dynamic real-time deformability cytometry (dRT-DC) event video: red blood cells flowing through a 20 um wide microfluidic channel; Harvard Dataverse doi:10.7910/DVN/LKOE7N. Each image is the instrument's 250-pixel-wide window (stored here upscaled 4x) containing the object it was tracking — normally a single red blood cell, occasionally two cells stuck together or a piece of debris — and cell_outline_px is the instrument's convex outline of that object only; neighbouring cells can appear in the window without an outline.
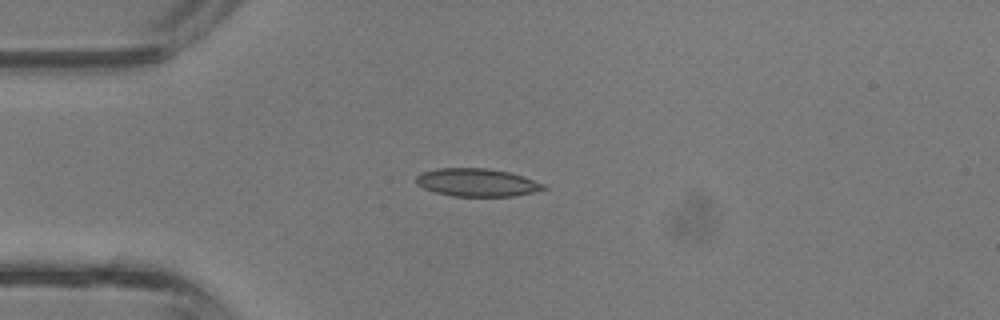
{"species": "common noctule bat (a hibernating species)", "species_latin": "Nyctalus noctula", "temperature_condition": "room temperature", "stored_images_in_passage": 32, "camera_frame_rate_fps": 3000, "um_per_image_px": 0.085, "animal": {"sex": "male", "body_mass_g": 13.3}, "frame": {"image": 1, "passage_image": 1, "time_ms": 0.0, "image_size_px": [1000, 320], "cell_outline_px": [[548, 188], [536, 192], [512, 196], [452, 196], [436, 192], [424, 188], [416, 184], [416, 176], [420, 172], [436, 168], [484, 168], [508, 172], [544, 184]], "centroid_in_image_um": [40.5, 15.51], "position_along_channel_um": 44.5, "area_um2": 20.63}}
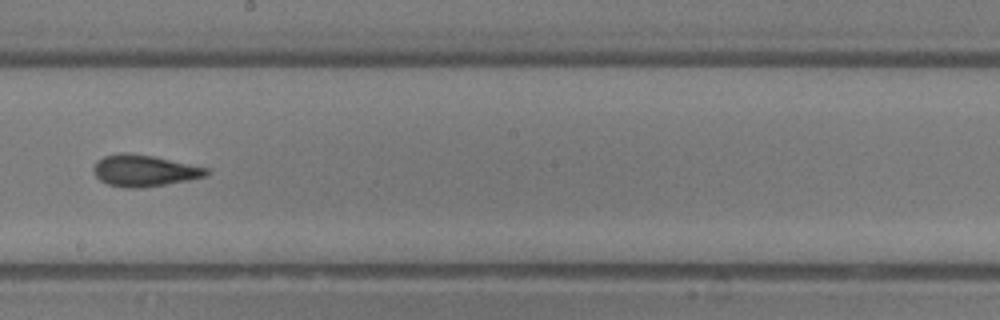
{"frame": {"image": 2, "passage_image": 14, "time_ms": 4.333, "image_size_px": [1000, 320], "cell_outline_px": [[212, 172], [208, 176], [188, 180], [140, 188], [124, 188], [108, 184], [100, 180], [96, 176], [92, 168], [96, 160], [104, 156], [120, 152], [124, 152], [152, 156], [208, 168]], "centroid_in_image_um": [12.25, 14.5], "position_along_channel_um": 236.0, "area_um2": 20.75}}
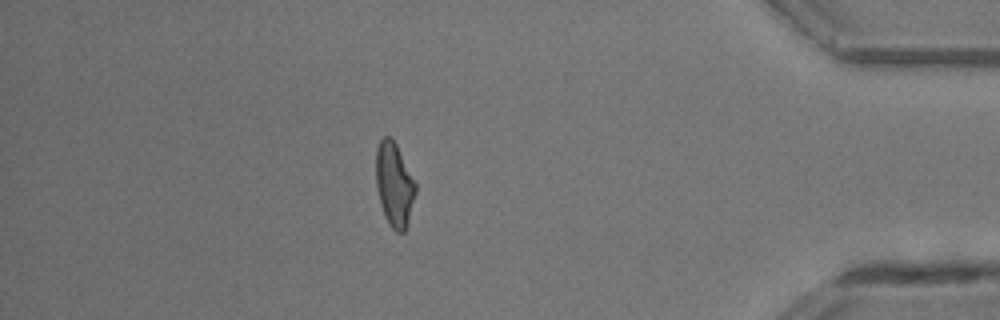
{"frame": {"image": 3, "passage_image": 27, "time_ms": 8.667, "image_size_px": [1000, 320], "cell_outline_px": [[416, 192], [408, 224], [404, 232], [396, 232], [388, 224], [384, 216], [380, 204], [376, 188], [376, 148], [380, 140], [384, 136], [388, 136], [396, 144], [416, 184]], "centroid_in_image_um": [33.5, 15.72], "position_along_channel_um": 401.7, "area_um2": 19.42}, "authors_computed_cell_mechanics": {"area_um2": 20.0566, "velocity_mm_per_s": 4.8391, "shape_relaxation_time_tau1_ms": null, "shape_relaxation_time_tau2_ms": 1.5086, "deformation_change_tau1": null, "deformation_change_tau2": 0.0867}}